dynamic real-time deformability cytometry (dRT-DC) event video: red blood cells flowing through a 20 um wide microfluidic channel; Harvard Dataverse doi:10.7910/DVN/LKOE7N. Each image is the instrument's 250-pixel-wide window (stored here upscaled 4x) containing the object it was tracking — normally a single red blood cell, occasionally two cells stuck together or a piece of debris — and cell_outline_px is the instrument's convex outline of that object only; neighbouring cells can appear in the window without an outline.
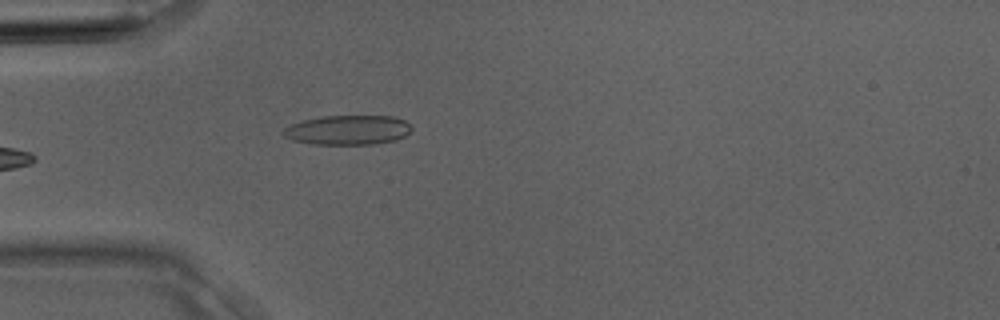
{"species": "Egyptian fruit bat (a non-hibernating species)", "species_latin": "Rousettus aegyptiacus", "temperature_condition": "room temperature", "stored_images_in_passage": 2, "camera_frame_rate_fps": 3000, "um_per_image_px": 0.085, "animal": {"sex": "male"}, "frame": {"image": 1, "passage_image": 2, "time_ms": 0.333, "image_size_px": [1000, 320], "cell_outline_px": [[412, 128], [404, 136], [396, 140], [376, 144], [312, 144], [292, 140], [284, 136], [280, 132], [284, 128], [292, 124], [304, 120], [320, 116], [392, 116], [404, 120]], "centroid_in_image_um": [29.54, 11.05], "position_along_channel_um": 55.5, "area_um2": 22.08}}